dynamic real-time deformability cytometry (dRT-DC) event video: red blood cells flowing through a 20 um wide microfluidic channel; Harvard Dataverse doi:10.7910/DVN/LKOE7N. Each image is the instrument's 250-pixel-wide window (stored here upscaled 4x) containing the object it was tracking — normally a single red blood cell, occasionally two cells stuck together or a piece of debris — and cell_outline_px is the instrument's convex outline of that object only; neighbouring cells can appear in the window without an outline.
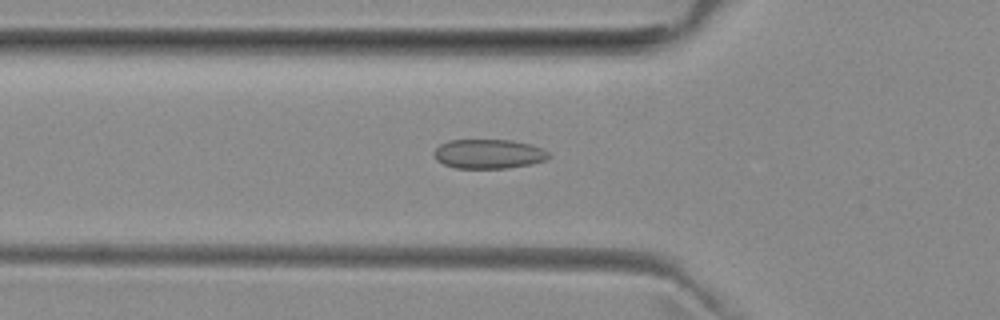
{"species": "common noctule bat (a hibernating species)", "species_latin": "Nyctalus noctula", "temperature_condition": "room temperature", "stored_images_in_passage": 46, "camera_frame_rate_fps": 3000, "um_per_image_px": 0.085, "animal": {"sex": "female", "body_mass_g": 29.2, "forearm_length_mm": 56.3}, "frame": {"image": 1, "passage_image": 12, "time_ms": 3.667, "image_size_px": [1000, 320], "cell_outline_px": [[548, 156], [544, 160], [532, 164], [508, 168], [456, 168], [444, 164], [436, 160], [432, 156], [432, 152], [440, 144], [448, 140], [512, 140], [532, 144], [548, 152]], "centroid_in_image_um": [41.48, 13.08], "position_along_channel_um": 84.3, "area_um2": 19.71}}
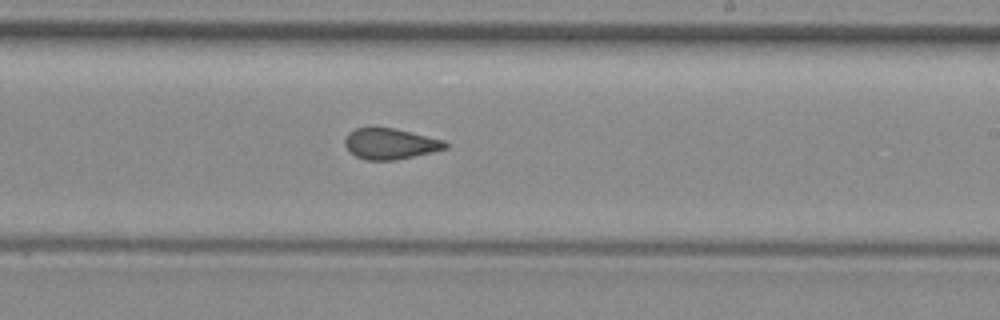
{"frame": {"image": 2, "passage_image": 25, "time_ms": 8.0, "image_size_px": [1000, 320], "cell_outline_px": [[448, 148], [432, 152], [396, 160], [368, 160], [356, 156], [344, 144], [344, 140], [348, 132], [356, 128], [372, 124], [396, 128], [444, 140], [448, 144]], "centroid_in_image_um": [33.15, 12.17], "position_along_channel_um": 255.9, "area_um2": 18.55}}
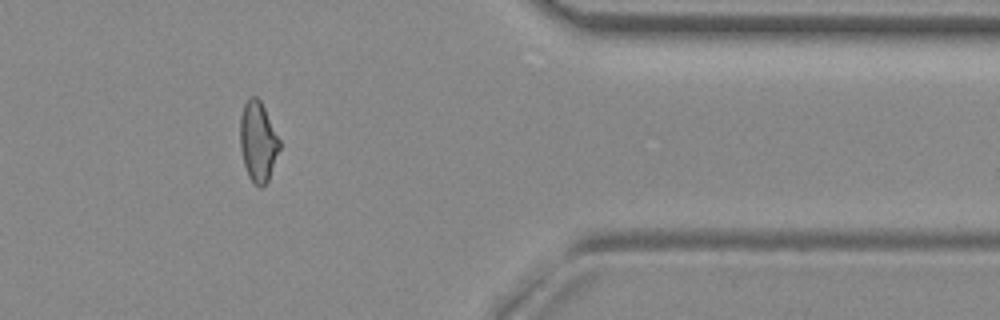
{"frame": {"image": 3, "passage_image": 37, "time_ms": 12.0, "image_size_px": [1000, 320], "cell_outline_px": [[280, 148], [268, 180], [260, 188], [248, 176], [244, 164], [240, 148], [240, 116], [244, 104], [248, 96], [256, 96], [260, 100], [280, 140]], "centroid_in_image_um": [21.91, 12.01], "position_along_channel_um": 389.5, "area_um2": 18.26}, "authors_computed_cell_mechanics": {"area_um2": 18.7561, "velocity_mm_per_s": 3.9492, "shape_relaxation_time_tau1_ms": null, "shape_relaxation_time_tau2_ms": 1.3309, "deformation_change_tau1": null, "deformation_change_tau2": 0.0729}}